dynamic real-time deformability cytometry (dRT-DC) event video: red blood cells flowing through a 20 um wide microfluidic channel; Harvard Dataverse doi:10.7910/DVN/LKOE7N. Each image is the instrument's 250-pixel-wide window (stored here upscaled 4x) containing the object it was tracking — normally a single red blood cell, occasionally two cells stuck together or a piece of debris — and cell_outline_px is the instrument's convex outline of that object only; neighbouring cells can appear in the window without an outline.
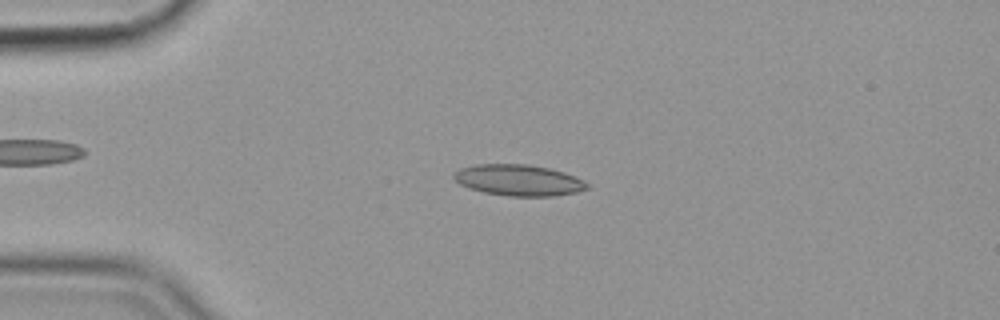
{"species": "common noctule bat (a hibernating species)", "species_latin": "Nyctalus noctula", "temperature_condition": "cold", "stored_images_in_passage": 45, "camera_frame_rate_fps": 3000, "um_per_image_px": 0.085, "animal": {"sex": "female", "body_mass_g": 19.9}, "frame": {"image": 1, "passage_image": 2, "time_ms": 0.333, "image_size_px": [1000, 320], "cell_outline_px": [[588, 188], [576, 192], [552, 196], [508, 196], [484, 192], [468, 188], [460, 184], [452, 176], [452, 172], [460, 168], [476, 164], [528, 164], [548, 168], [564, 172], [576, 176], [584, 180], [588, 184]], "centroid_in_image_um": [44.06, 15.31], "position_along_channel_um": 40.9, "area_um2": 24.28}}
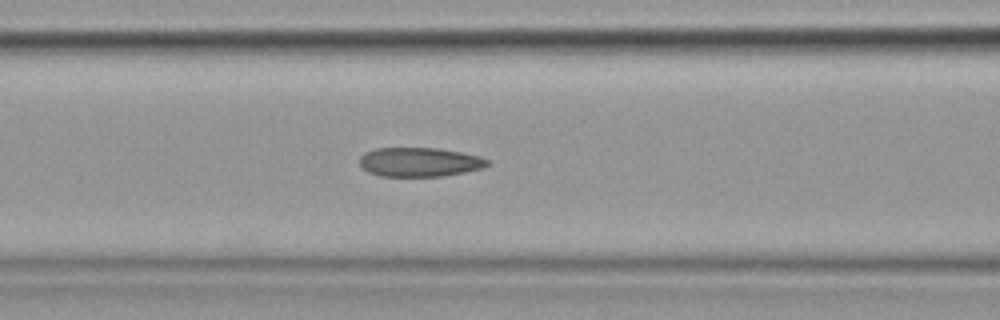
{"frame": {"image": 2, "passage_image": 12, "time_ms": 3.667, "image_size_px": [1000, 320], "cell_outline_px": [[488, 164], [484, 168], [444, 176], [380, 176], [368, 172], [360, 164], [360, 156], [364, 152], [376, 148], [436, 148], [460, 152], [480, 156], [488, 160]], "centroid_in_image_um": [35.65, 13.77], "position_along_channel_um": 131.0, "area_um2": 21.68}}
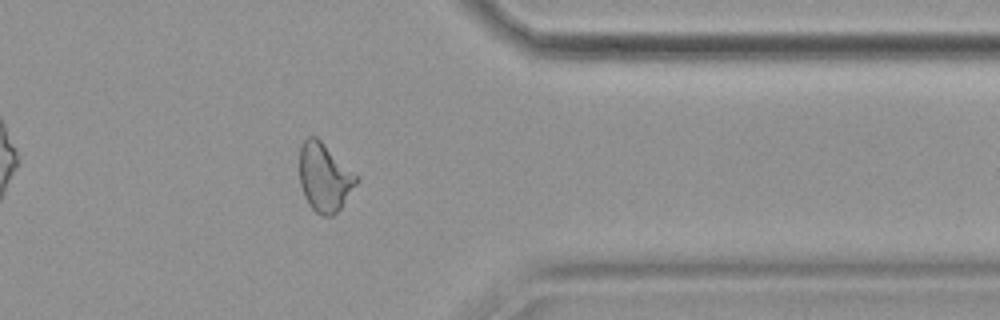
{"frame": {"image": 3, "passage_image": 34, "time_ms": 11.0, "image_size_px": [1000, 320], "cell_outline_px": [[360, 180], [340, 208], [332, 216], [324, 216], [316, 212], [308, 204], [304, 196], [300, 184], [300, 144], [308, 136], [316, 136], [360, 176]], "centroid_in_image_um": [27.6, 15.06], "position_along_channel_um": 383.8, "area_um2": 22.89}, "authors_computed_cell_mechanics": {"area_um2": 22.542, "velocity_mm_per_s": 3.5864, "shape_relaxation_time_tau1_ms": null, "shape_relaxation_time_tau2_ms": 2.1348, "deformation_change_tau1": null, "deformation_change_tau2": 0.0882}}